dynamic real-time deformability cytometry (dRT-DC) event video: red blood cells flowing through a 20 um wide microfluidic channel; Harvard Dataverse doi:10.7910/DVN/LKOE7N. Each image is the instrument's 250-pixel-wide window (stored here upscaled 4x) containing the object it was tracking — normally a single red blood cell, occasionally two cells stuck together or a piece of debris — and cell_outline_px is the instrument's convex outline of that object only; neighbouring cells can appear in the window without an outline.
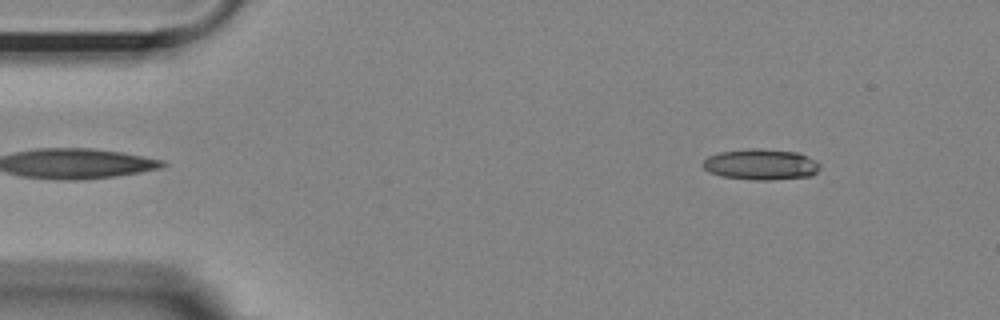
{"species": "Egyptian fruit bat (a non-hibernating species)", "species_latin": "Rousettus aegyptiacus", "temperature_condition": "room temperature", "stored_images_in_passage": 23, "camera_frame_rate_fps": 3000, "um_per_image_px": 0.085, "animal": {"sex": "female"}, "frame": {"image": 1, "passage_image": 2, "time_ms": 0.333, "image_size_px": [1000, 320], "cell_outline_px": [[820, 168], [812, 176], [772, 180], [752, 180], [720, 176], [708, 172], [700, 164], [708, 156], [720, 152], [752, 148], [760, 148], [800, 152], [820, 164]], "centroid_in_image_um": [64.66, 13.98], "position_along_channel_um": 20.3, "area_um2": 21.33}}
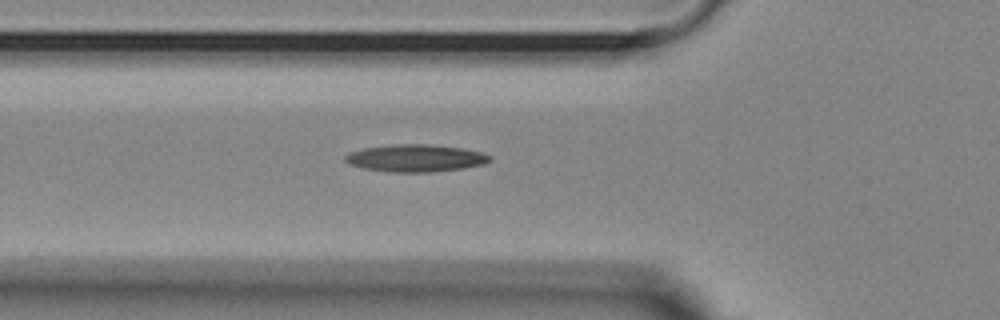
{"frame": {"image": 2, "passage_image": 14, "time_ms": 4.333, "image_size_px": [1000, 320], "cell_outline_px": [[492, 160], [484, 164], [464, 168], [428, 172], [388, 172], [364, 168], [348, 164], [344, 160], [344, 156], [348, 152], [364, 148], [396, 144], [432, 144], [464, 148], [484, 152], [492, 156]], "centroid_in_image_um": [35.35, 13.43], "position_along_channel_um": 90.5, "area_um2": 23.29}}
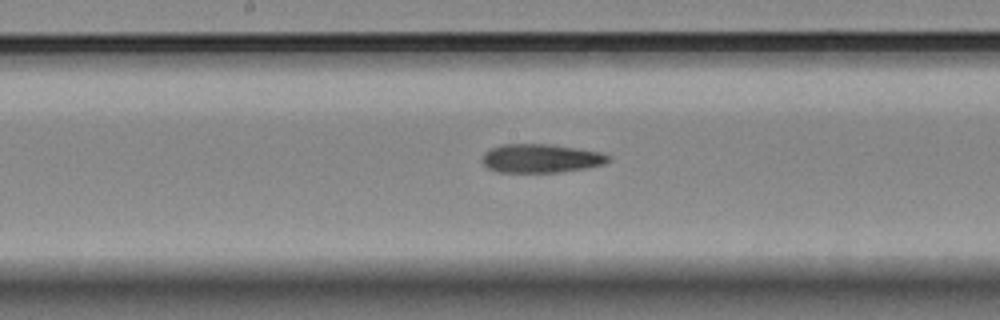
{"frame": {"image": 3, "passage_image": 23, "time_ms": 7.333, "image_size_px": [1000, 320], "cell_outline_px": [[612, 156], [604, 164], [584, 168], [560, 172], [496, 172], [488, 168], [480, 160], [480, 156], [484, 152], [500, 144], [552, 144], [600, 152]], "centroid_in_image_um": [45.92, 13.45], "position_along_channel_um": 202.3, "area_um2": 21.21}}